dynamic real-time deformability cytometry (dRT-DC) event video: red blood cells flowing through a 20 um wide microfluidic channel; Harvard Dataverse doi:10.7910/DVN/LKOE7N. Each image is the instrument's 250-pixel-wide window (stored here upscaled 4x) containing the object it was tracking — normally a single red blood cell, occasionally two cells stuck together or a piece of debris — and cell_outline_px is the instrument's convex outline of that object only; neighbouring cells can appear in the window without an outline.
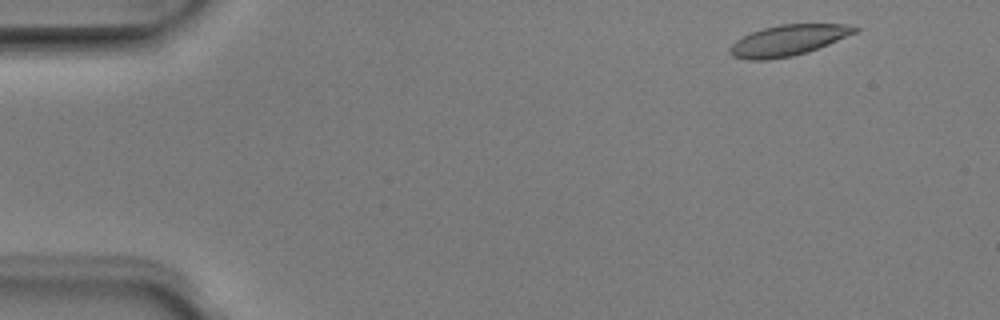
{"species": "Egyptian fruit bat (a non-hibernating species)", "species_latin": "Rousettus aegyptiacus", "temperature_condition": "room temperature", "stored_images_in_passage": 3, "camera_frame_rate_fps": 3000, "um_per_image_px": 0.085, "animal": {"sex": "male"}, "frame": {"image": 1, "passage_image": 1, "time_ms": 0.0, "image_size_px": [1000, 320], "cell_outline_px": [[860, 28], [856, 32], [828, 44], [808, 52], [792, 56], [768, 60], [748, 60], [732, 56], [728, 52], [728, 48], [736, 40], [752, 32], [764, 28], [780, 24], [844, 24]], "centroid_in_image_um": [66.95, 3.44], "position_along_channel_um": 18.1, "area_um2": 22.31}}